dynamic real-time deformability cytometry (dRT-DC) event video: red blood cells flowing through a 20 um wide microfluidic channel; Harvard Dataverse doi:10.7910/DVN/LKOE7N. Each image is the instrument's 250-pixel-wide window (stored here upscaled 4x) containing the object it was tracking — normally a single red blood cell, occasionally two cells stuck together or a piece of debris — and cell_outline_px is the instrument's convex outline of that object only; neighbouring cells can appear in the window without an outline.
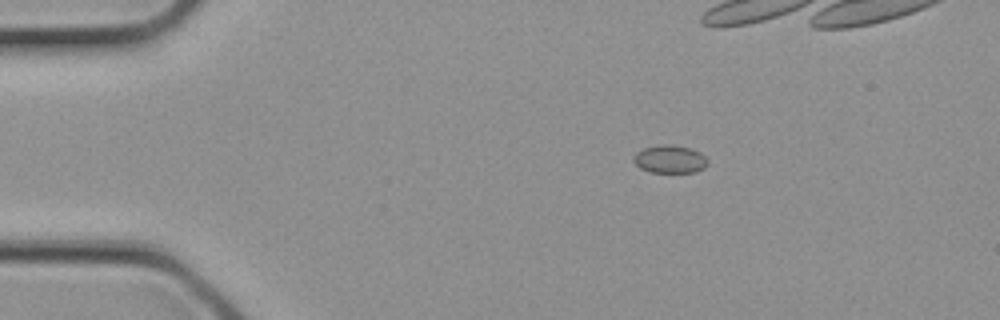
{"species": "common noctule bat (a hibernating species)", "species_latin": "Nyctalus noctula", "temperature_condition": "cold", "stored_images_in_passage": 4, "camera_frame_rate_fps": 3000, "um_per_image_px": 0.085, "animal": {"sex": "female", "body_mass_g": 21.9}, "frame": {"image": 1, "passage_image": 1, "time_ms": 0.0, "image_size_px": [1000, 320], "cell_outline_px": [[708, 164], [704, 168], [692, 172], [652, 172], [640, 168], [632, 160], [632, 156], [636, 152], [644, 148], [656, 144], [672, 144], [688, 148], [700, 152], [708, 160]], "centroid_in_image_um": [56.91, 13.51], "position_along_channel_um": 28.1, "area_um2": 12.14}}
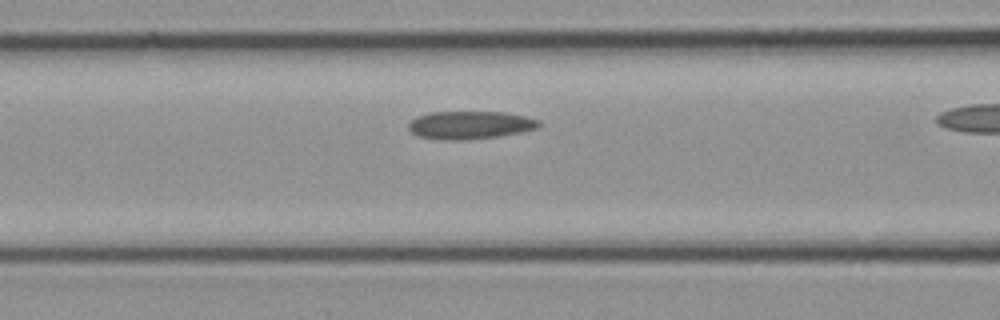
{"frame": {"image": 2, "passage_image": 4, "time_ms": 1.0, "image_size_px": [1000, 320], "cell_outline_px": [[540, 124], [536, 128], [520, 132], [496, 136], [468, 140], [440, 140], [420, 136], [412, 132], [408, 128], [408, 124], [416, 116], [432, 112], [504, 112], [524, 116], [540, 120]], "centroid_in_image_um": [39.93, 10.63], "position_along_channel_um": 126.7, "area_um2": 21.1}}